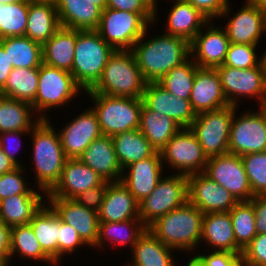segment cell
<instances>
[{"mask_svg": "<svg viewBox=\"0 0 266 266\" xmlns=\"http://www.w3.org/2000/svg\"><path fill=\"white\" fill-rule=\"evenodd\" d=\"M245 266H266V233L257 234L242 250Z\"/></svg>", "mask_w": 266, "mask_h": 266, "instance_id": "c3c4849f", "label": "cell"}, {"mask_svg": "<svg viewBox=\"0 0 266 266\" xmlns=\"http://www.w3.org/2000/svg\"><path fill=\"white\" fill-rule=\"evenodd\" d=\"M234 116L230 126L228 153L243 156L266 151V126L260 111H244Z\"/></svg>", "mask_w": 266, "mask_h": 266, "instance_id": "4fadbf2b", "label": "cell"}, {"mask_svg": "<svg viewBox=\"0 0 266 266\" xmlns=\"http://www.w3.org/2000/svg\"><path fill=\"white\" fill-rule=\"evenodd\" d=\"M106 188L107 186H96L94 188L87 189L76 196L74 200L80 205L98 213L103 203Z\"/></svg>", "mask_w": 266, "mask_h": 266, "instance_id": "db71d44e", "label": "cell"}, {"mask_svg": "<svg viewBox=\"0 0 266 266\" xmlns=\"http://www.w3.org/2000/svg\"><path fill=\"white\" fill-rule=\"evenodd\" d=\"M46 200V204H49L61 221L76 229L87 246L93 247L96 244L99 230V217L96 211L80 205L74 199L46 198Z\"/></svg>", "mask_w": 266, "mask_h": 266, "instance_id": "d6986e66", "label": "cell"}, {"mask_svg": "<svg viewBox=\"0 0 266 266\" xmlns=\"http://www.w3.org/2000/svg\"><path fill=\"white\" fill-rule=\"evenodd\" d=\"M45 203L33 216L31 226L42 250L58 265V240L60 218L54 210Z\"/></svg>", "mask_w": 266, "mask_h": 266, "instance_id": "d6a6232c", "label": "cell"}, {"mask_svg": "<svg viewBox=\"0 0 266 266\" xmlns=\"http://www.w3.org/2000/svg\"><path fill=\"white\" fill-rule=\"evenodd\" d=\"M262 62L264 64V67H265V71H266V51H264L263 55H262Z\"/></svg>", "mask_w": 266, "mask_h": 266, "instance_id": "003e7915", "label": "cell"}, {"mask_svg": "<svg viewBox=\"0 0 266 266\" xmlns=\"http://www.w3.org/2000/svg\"><path fill=\"white\" fill-rule=\"evenodd\" d=\"M18 254L21 258L57 265L41 248L29 224L14 226L10 231V262Z\"/></svg>", "mask_w": 266, "mask_h": 266, "instance_id": "ab89813d", "label": "cell"}, {"mask_svg": "<svg viewBox=\"0 0 266 266\" xmlns=\"http://www.w3.org/2000/svg\"><path fill=\"white\" fill-rule=\"evenodd\" d=\"M189 101L196 115L229 105L216 69L198 68L196 70Z\"/></svg>", "mask_w": 266, "mask_h": 266, "instance_id": "603a6c76", "label": "cell"}, {"mask_svg": "<svg viewBox=\"0 0 266 266\" xmlns=\"http://www.w3.org/2000/svg\"><path fill=\"white\" fill-rule=\"evenodd\" d=\"M254 196L266 195V151L241 156Z\"/></svg>", "mask_w": 266, "mask_h": 266, "instance_id": "ee69618b", "label": "cell"}, {"mask_svg": "<svg viewBox=\"0 0 266 266\" xmlns=\"http://www.w3.org/2000/svg\"><path fill=\"white\" fill-rule=\"evenodd\" d=\"M249 202L253 205L257 234L266 233V195L254 196Z\"/></svg>", "mask_w": 266, "mask_h": 266, "instance_id": "11a10c76", "label": "cell"}, {"mask_svg": "<svg viewBox=\"0 0 266 266\" xmlns=\"http://www.w3.org/2000/svg\"><path fill=\"white\" fill-rule=\"evenodd\" d=\"M265 30H266V12H264Z\"/></svg>", "mask_w": 266, "mask_h": 266, "instance_id": "89a4df30", "label": "cell"}, {"mask_svg": "<svg viewBox=\"0 0 266 266\" xmlns=\"http://www.w3.org/2000/svg\"><path fill=\"white\" fill-rule=\"evenodd\" d=\"M92 1L93 4L99 6L102 10L107 8V0H89Z\"/></svg>", "mask_w": 266, "mask_h": 266, "instance_id": "94428289", "label": "cell"}, {"mask_svg": "<svg viewBox=\"0 0 266 266\" xmlns=\"http://www.w3.org/2000/svg\"><path fill=\"white\" fill-rule=\"evenodd\" d=\"M0 266H10V264L0 255Z\"/></svg>", "mask_w": 266, "mask_h": 266, "instance_id": "e7e4bbea", "label": "cell"}, {"mask_svg": "<svg viewBox=\"0 0 266 266\" xmlns=\"http://www.w3.org/2000/svg\"><path fill=\"white\" fill-rule=\"evenodd\" d=\"M31 134V131H12V132H3L0 133V147L2 149V151L5 153V155L14 163L16 164L18 167L19 166H23L18 160V158L15 157L16 155V151L19 150L20 147V141L22 138L18 139L19 137H21L23 134ZM18 139H16V138ZM16 143V147L14 146V141ZM18 143V144H17Z\"/></svg>", "mask_w": 266, "mask_h": 266, "instance_id": "f5cc1de1", "label": "cell"}, {"mask_svg": "<svg viewBox=\"0 0 266 266\" xmlns=\"http://www.w3.org/2000/svg\"><path fill=\"white\" fill-rule=\"evenodd\" d=\"M39 82V67L13 68L0 95L32 104Z\"/></svg>", "mask_w": 266, "mask_h": 266, "instance_id": "f35d334b", "label": "cell"}, {"mask_svg": "<svg viewBox=\"0 0 266 266\" xmlns=\"http://www.w3.org/2000/svg\"><path fill=\"white\" fill-rule=\"evenodd\" d=\"M21 1H25V0H0V3L10 4V3H16V2H21Z\"/></svg>", "mask_w": 266, "mask_h": 266, "instance_id": "be15d7a7", "label": "cell"}, {"mask_svg": "<svg viewBox=\"0 0 266 266\" xmlns=\"http://www.w3.org/2000/svg\"><path fill=\"white\" fill-rule=\"evenodd\" d=\"M33 112L30 103L0 95V133L31 131L41 121L37 116L32 120Z\"/></svg>", "mask_w": 266, "mask_h": 266, "instance_id": "d590c367", "label": "cell"}, {"mask_svg": "<svg viewBox=\"0 0 266 266\" xmlns=\"http://www.w3.org/2000/svg\"><path fill=\"white\" fill-rule=\"evenodd\" d=\"M213 246L214 251H228L241 257L229 212L206 213L202 220L201 241Z\"/></svg>", "mask_w": 266, "mask_h": 266, "instance_id": "83f0119b", "label": "cell"}, {"mask_svg": "<svg viewBox=\"0 0 266 266\" xmlns=\"http://www.w3.org/2000/svg\"><path fill=\"white\" fill-rule=\"evenodd\" d=\"M142 101L148 109L167 115L182 128H189L196 118L188 99L177 98L158 82H147Z\"/></svg>", "mask_w": 266, "mask_h": 266, "instance_id": "ffe728a7", "label": "cell"}, {"mask_svg": "<svg viewBox=\"0 0 266 266\" xmlns=\"http://www.w3.org/2000/svg\"><path fill=\"white\" fill-rule=\"evenodd\" d=\"M115 49L96 30H77L71 74L84 92L91 90L102 76Z\"/></svg>", "mask_w": 266, "mask_h": 266, "instance_id": "5b68a950", "label": "cell"}, {"mask_svg": "<svg viewBox=\"0 0 266 266\" xmlns=\"http://www.w3.org/2000/svg\"><path fill=\"white\" fill-rule=\"evenodd\" d=\"M188 201L201 212H229L239 201L204 172L187 176Z\"/></svg>", "mask_w": 266, "mask_h": 266, "instance_id": "9a60e30c", "label": "cell"}, {"mask_svg": "<svg viewBox=\"0 0 266 266\" xmlns=\"http://www.w3.org/2000/svg\"><path fill=\"white\" fill-rule=\"evenodd\" d=\"M29 0L0 3V39L25 36L28 19Z\"/></svg>", "mask_w": 266, "mask_h": 266, "instance_id": "7bdbcfd3", "label": "cell"}, {"mask_svg": "<svg viewBox=\"0 0 266 266\" xmlns=\"http://www.w3.org/2000/svg\"><path fill=\"white\" fill-rule=\"evenodd\" d=\"M164 163L178 170L177 174L189 176L205 171L208 161L203 149L190 130L181 128L160 151Z\"/></svg>", "mask_w": 266, "mask_h": 266, "instance_id": "7c38bea8", "label": "cell"}, {"mask_svg": "<svg viewBox=\"0 0 266 266\" xmlns=\"http://www.w3.org/2000/svg\"><path fill=\"white\" fill-rule=\"evenodd\" d=\"M172 251L176 250L166 246L146 229L131 250L132 262L125 266H177Z\"/></svg>", "mask_w": 266, "mask_h": 266, "instance_id": "4dcf8cb0", "label": "cell"}, {"mask_svg": "<svg viewBox=\"0 0 266 266\" xmlns=\"http://www.w3.org/2000/svg\"><path fill=\"white\" fill-rule=\"evenodd\" d=\"M10 231L11 228L0 220V255L10 263Z\"/></svg>", "mask_w": 266, "mask_h": 266, "instance_id": "9f6ffc18", "label": "cell"}, {"mask_svg": "<svg viewBox=\"0 0 266 266\" xmlns=\"http://www.w3.org/2000/svg\"><path fill=\"white\" fill-rule=\"evenodd\" d=\"M82 90L70 72L42 64L35 100L31 105L40 120H48L45 111L66 105Z\"/></svg>", "mask_w": 266, "mask_h": 266, "instance_id": "ba28073f", "label": "cell"}, {"mask_svg": "<svg viewBox=\"0 0 266 266\" xmlns=\"http://www.w3.org/2000/svg\"><path fill=\"white\" fill-rule=\"evenodd\" d=\"M12 70L13 66L9 62L8 55L0 45V90L5 86L7 78Z\"/></svg>", "mask_w": 266, "mask_h": 266, "instance_id": "6f0895ef", "label": "cell"}, {"mask_svg": "<svg viewBox=\"0 0 266 266\" xmlns=\"http://www.w3.org/2000/svg\"><path fill=\"white\" fill-rule=\"evenodd\" d=\"M198 68V65L190 57L181 65L170 70L157 82L177 98L189 100Z\"/></svg>", "mask_w": 266, "mask_h": 266, "instance_id": "60d3db41", "label": "cell"}, {"mask_svg": "<svg viewBox=\"0 0 266 266\" xmlns=\"http://www.w3.org/2000/svg\"><path fill=\"white\" fill-rule=\"evenodd\" d=\"M204 213L187 201L159 217L147 229L174 250L192 251L201 242Z\"/></svg>", "mask_w": 266, "mask_h": 266, "instance_id": "3957f363", "label": "cell"}, {"mask_svg": "<svg viewBox=\"0 0 266 266\" xmlns=\"http://www.w3.org/2000/svg\"><path fill=\"white\" fill-rule=\"evenodd\" d=\"M18 166L14 164L2 151L0 147V175L10 172L17 168Z\"/></svg>", "mask_w": 266, "mask_h": 266, "instance_id": "680465c9", "label": "cell"}, {"mask_svg": "<svg viewBox=\"0 0 266 266\" xmlns=\"http://www.w3.org/2000/svg\"><path fill=\"white\" fill-rule=\"evenodd\" d=\"M111 138L122 170L128 165L152 157L156 153L139 129L122 132Z\"/></svg>", "mask_w": 266, "mask_h": 266, "instance_id": "e575fe53", "label": "cell"}, {"mask_svg": "<svg viewBox=\"0 0 266 266\" xmlns=\"http://www.w3.org/2000/svg\"><path fill=\"white\" fill-rule=\"evenodd\" d=\"M163 169L161 154L156 152L152 157L134 162L124 168L120 182L140 202L153 192L163 176Z\"/></svg>", "mask_w": 266, "mask_h": 266, "instance_id": "44dd1931", "label": "cell"}, {"mask_svg": "<svg viewBox=\"0 0 266 266\" xmlns=\"http://www.w3.org/2000/svg\"><path fill=\"white\" fill-rule=\"evenodd\" d=\"M232 266H245L242 258L240 257Z\"/></svg>", "mask_w": 266, "mask_h": 266, "instance_id": "03108f58", "label": "cell"}, {"mask_svg": "<svg viewBox=\"0 0 266 266\" xmlns=\"http://www.w3.org/2000/svg\"><path fill=\"white\" fill-rule=\"evenodd\" d=\"M233 116L234 106L232 105L196 115L189 128L198 139L207 158L228 153Z\"/></svg>", "mask_w": 266, "mask_h": 266, "instance_id": "30bf717a", "label": "cell"}, {"mask_svg": "<svg viewBox=\"0 0 266 266\" xmlns=\"http://www.w3.org/2000/svg\"><path fill=\"white\" fill-rule=\"evenodd\" d=\"M87 244L80 238L76 229L60 220V231L58 240V263L62 261L63 255L76 253L77 249Z\"/></svg>", "mask_w": 266, "mask_h": 266, "instance_id": "7dc6e473", "label": "cell"}, {"mask_svg": "<svg viewBox=\"0 0 266 266\" xmlns=\"http://www.w3.org/2000/svg\"><path fill=\"white\" fill-rule=\"evenodd\" d=\"M255 6L262 11L263 13L266 12V0H251Z\"/></svg>", "mask_w": 266, "mask_h": 266, "instance_id": "91938a15", "label": "cell"}, {"mask_svg": "<svg viewBox=\"0 0 266 266\" xmlns=\"http://www.w3.org/2000/svg\"><path fill=\"white\" fill-rule=\"evenodd\" d=\"M181 128L167 115L164 116L142 105L138 129L156 152H160Z\"/></svg>", "mask_w": 266, "mask_h": 266, "instance_id": "1f68e13d", "label": "cell"}, {"mask_svg": "<svg viewBox=\"0 0 266 266\" xmlns=\"http://www.w3.org/2000/svg\"><path fill=\"white\" fill-rule=\"evenodd\" d=\"M67 159H79L93 140L102 135L96 113L91 107L58 131Z\"/></svg>", "mask_w": 266, "mask_h": 266, "instance_id": "e0dca14e", "label": "cell"}, {"mask_svg": "<svg viewBox=\"0 0 266 266\" xmlns=\"http://www.w3.org/2000/svg\"><path fill=\"white\" fill-rule=\"evenodd\" d=\"M167 17L166 34L183 38L190 43L209 21L196 8L185 0H172Z\"/></svg>", "mask_w": 266, "mask_h": 266, "instance_id": "f1b7e54d", "label": "cell"}, {"mask_svg": "<svg viewBox=\"0 0 266 266\" xmlns=\"http://www.w3.org/2000/svg\"><path fill=\"white\" fill-rule=\"evenodd\" d=\"M99 222H121L139 218V202L119 182H107L103 203L98 212Z\"/></svg>", "mask_w": 266, "mask_h": 266, "instance_id": "cb8c5ba5", "label": "cell"}, {"mask_svg": "<svg viewBox=\"0 0 266 266\" xmlns=\"http://www.w3.org/2000/svg\"><path fill=\"white\" fill-rule=\"evenodd\" d=\"M147 227L141 219H130L121 222H99L98 238L94 248L104 246L105 240L117 246H133L137 243L138 238L146 231ZM103 245V246H102ZM131 246V247H130Z\"/></svg>", "mask_w": 266, "mask_h": 266, "instance_id": "74e56055", "label": "cell"}, {"mask_svg": "<svg viewBox=\"0 0 266 266\" xmlns=\"http://www.w3.org/2000/svg\"><path fill=\"white\" fill-rule=\"evenodd\" d=\"M31 133L35 180L38 189L47 195L58 183L67 158L49 119L38 122Z\"/></svg>", "mask_w": 266, "mask_h": 266, "instance_id": "7a4b0ae2", "label": "cell"}, {"mask_svg": "<svg viewBox=\"0 0 266 266\" xmlns=\"http://www.w3.org/2000/svg\"><path fill=\"white\" fill-rule=\"evenodd\" d=\"M146 84L132 50H115L99 81L84 93L142 99Z\"/></svg>", "mask_w": 266, "mask_h": 266, "instance_id": "277c9868", "label": "cell"}, {"mask_svg": "<svg viewBox=\"0 0 266 266\" xmlns=\"http://www.w3.org/2000/svg\"><path fill=\"white\" fill-rule=\"evenodd\" d=\"M216 70L229 105L238 107V98L241 96L258 98L259 104L266 102V71L263 62L253 68L239 69L221 65Z\"/></svg>", "mask_w": 266, "mask_h": 266, "instance_id": "8fae6325", "label": "cell"}, {"mask_svg": "<svg viewBox=\"0 0 266 266\" xmlns=\"http://www.w3.org/2000/svg\"><path fill=\"white\" fill-rule=\"evenodd\" d=\"M204 173L239 202L250 201L254 197L241 156L227 153L210 157Z\"/></svg>", "mask_w": 266, "mask_h": 266, "instance_id": "5bb4252c", "label": "cell"}, {"mask_svg": "<svg viewBox=\"0 0 266 266\" xmlns=\"http://www.w3.org/2000/svg\"><path fill=\"white\" fill-rule=\"evenodd\" d=\"M79 160L102 176L105 181L119 182L122 178L123 170L118 162L110 136L101 135L93 140Z\"/></svg>", "mask_w": 266, "mask_h": 266, "instance_id": "d4e9b609", "label": "cell"}, {"mask_svg": "<svg viewBox=\"0 0 266 266\" xmlns=\"http://www.w3.org/2000/svg\"><path fill=\"white\" fill-rule=\"evenodd\" d=\"M259 107L260 108L258 110L261 112L265 126H266V102L260 104Z\"/></svg>", "mask_w": 266, "mask_h": 266, "instance_id": "6125c7cd", "label": "cell"}, {"mask_svg": "<svg viewBox=\"0 0 266 266\" xmlns=\"http://www.w3.org/2000/svg\"><path fill=\"white\" fill-rule=\"evenodd\" d=\"M236 245L242 251L257 235L255 213L249 201L238 202L230 211Z\"/></svg>", "mask_w": 266, "mask_h": 266, "instance_id": "b9f144b4", "label": "cell"}, {"mask_svg": "<svg viewBox=\"0 0 266 266\" xmlns=\"http://www.w3.org/2000/svg\"><path fill=\"white\" fill-rule=\"evenodd\" d=\"M170 1H172V0H170ZM153 2H154V6H155V21H157V19H156V17H157V13L158 12H156V11H158L156 8H157V0H153Z\"/></svg>", "mask_w": 266, "mask_h": 266, "instance_id": "a7ac6f4b", "label": "cell"}, {"mask_svg": "<svg viewBox=\"0 0 266 266\" xmlns=\"http://www.w3.org/2000/svg\"><path fill=\"white\" fill-rule=\"evenodd\" d=\"M240 256L228 251H211L208 254H196L189 259L187 266H232Z\"/></svg>", "mask_w": 266, "mask_h": 266, "instance_id": "681fc988", "label": "cell"}, {"mask_svg": "<svg viewBox=\"0 0 266 266\" xmlns=\"http://www.w3.org/2000/svg\"><path fill=\"white\" fill-rule=\"evenodd\" d=\"M42 195H14L0 201V220L10 228L29 224L46 203ZM44 202V203H43Z\"/></svg>", "mask_w": 266, "mask_h": 266, "instance_id": "836d02e7", "label": "cell"}, {"mask_svg": "<svg viewBox=\"0 0 266 266\" xmlns=\"http://www.w3.org/2000/svg\"><path fill=\"white\" fill-rule=\"evenodd\" d=\"M155 13H135L106 8L96 31L115 50H132L147 27L155 24Z\"/></svg>", "mask_w": 266, "mask_h": 266, "instance_id": "8992f818", "label": "cell"}, {"mask_svg": "<svg viewBox=\"0 0 266 266\" xmlns=\"http://www.w3.org/2000/svg\"><path fill=\"white\" fill-rule=\"evenodd\" d=\"M188 201V179L181 174L162 177L151 194L139 202V218L148 228L162 217Z\"/></svg>", "mask_w": 266, "mask_h": 266, "instance_id": "9c48e42d", "label": "cell"}, {"mask_svg": "<svg viewBox=\"0 0 266 266\" xmlns=\"http://www.w3.org/2000/svg\"><path fill=\"white\" fill-rule=\"evenodd\" d=\"M61 27L96 30L102 9L89 0H54Z\"/></svg>", "mask_w": 266, "mask_h": 266, "instance_id": "484cf974", "label": "cell"}, {"mask_svg": "<svg viewBox=\"0 0 266 266\" xmlns=\"http://www.w3.org/2000/svg\"><path fill=\"white\" fill-rule=\"evenodd\" d=\"M107 182L81 160L67 159L58 183L45 198L74 199L87 189L107 186Z\"/></svg>", "mask_w": 266, "mask_h": 266, "instance_id": "ac0fdd59", "label": "cell"}, {"mask_svg": "<svg viewBox=\"0 0 266 266\" xmlns=\"http://www.w3.org/2000/svg\"><path fill=\"white\" fill-rule=\"evenodd\" d=\"M0 45L13 68H33L43 64L42 44L27 36L2 38Z\"/></svg>", "mask_w": 266, "mask_h": 266, "instance_id": "8d00e7d4", "label": "cell"}, {"mask_svg": "<svg viewBox=\"0 0 266 266\" xmlns=\"http://www.w3.org/2000/svg\"><path fill=\"white\" fill-rule=\"evenodd\" d=\"M107 8L135 13H155L153 0H107Z\"/></svg>", "mask_w": 266, "mask_h": 266, "instance_id": "816d5d0a", "label": "cell"}, {"mask_svg": "<svg viewBox=\"0 0 266 266\" xmlns=\"http://www.w3.org/2000/svg\"><path fill=\"white\" fill-rule=\"evenodd\" d=\"M196 8L205 18L212 21L214 18L224 17L230 13L229 0H185Z\"/></svg>", "mask_w": 266, "mask_h": 266, "instance_id": "f907efd6", "label": "cell"}, {"mask_svg": "<svg viewBox=\"0 0 266 266\" xmlns=\"http://www.w3.org/2000/svg\"><path fill=\"white\" fill-rule=\"evenodd\" d=\"M148 27L134 44L132 52L143 78L157 82L174 67L190 58L189 43L183 38L163 33L146 39Z\"/></svg>", "mask_w": 266, "mask_h": 266, "instance_id": "6da1fadb", "label": "cell"}, {"mask_svg": "<svg viewBox=\"0 0 266 266\" xmlns=\"http://www.w3.org/2000/svg\"><path fill=\"white\" fill-rule=\"evenodd\" d=\"M206 23L205 33L203 28L189 43L190 57L199 68L216 69L223 65L230 45L225 29L216 27L212 21ZM208 25V26H207Z\"/></svg>", "mask_w": 266, "mask_h": 266, "instance_id": "2e32d148", "label": "cell"}, {"mask_svg": "<svg viewBox=\"0 0 266 266\" xmlns=\"http://www.w3.org/2000/svg\"><path fill=\"white\" fill-rule=\"evenodd\" d=\"M19 166L14 170L0 175V201L14 195H41L32 187L29 188L22 176L24 169Z\"/></svg>", "mask_w": 266, "mask_h": 266, "instance_id": "bcb514c9", "label": "cell"}, {"mask_svg": "<svg viewBox=\"0 0 266 266\" xmlns=\"http://www.w3.org/2000/svg\"><path fill=\"white\" fill-rule=\"evenodd\" d=\"M60 27L53 0H29L25 36L43 45Z\"/></svg>", "mask_w": 266, "mask_h": 266, "instance_id": "4316f807", "label": "cell"}, {"mask_svg": "<svg viewBox=\"0 0 266 266\" xmlns=\"http://www.w3.org/2000/svg\"><path fill=\"white\" fill-rule=\"evenodd\" d=\"M76 40L77 30L60 27L42 45L43 64L71 72Z\"/></svg>", "mask_w": 266, "mask_h": 266, "instance_id": "f546056e", "label": "cell"}, {"mask_svg": "<svg viewBox=\"0 0 266 266\" xmlns=\"http://www.w3.org/2000/svg\"><path fill=\"white\" fill-rule=\"evenodd\" d=\"M235 16H230L225 29L230 43L258 45L266 33L264 13L251 0H245Z\"/></svg>", "mask_w": 266, "mask_h": 266, "instance_id": "7402d4cb", "label": "cell"}, {"mask_svg": "<svg viewBox=\"0 0 266 266\" xmlns=\"http://www.w3.org/2000/svg\"><path fill=\"white\" fill-rule=\"evenodd\" d=\"M256 48L257 45L230 43L223 65L239 69L259 66L263 58H258Z\"/></svg>", "mask_w": 266, "mask_h": 266, "instance_id": "f6af8a7d", "label": "cell"}, {"mask_svg": "<svg viewBox=\"0 0 266 266\" xmlns=\"http://www.w3.org/2000/svg\"><path fill=\"white\" fill-rule=\"evenodd\" d=\"M93 100L102 135L113 137L139 128L143 101L138 98L86 93Z\"/></svg>", "mask_w": 266, "mask_h": 266, "instance_id": "52a82bcc", "label": "cell"}]
</instances>
